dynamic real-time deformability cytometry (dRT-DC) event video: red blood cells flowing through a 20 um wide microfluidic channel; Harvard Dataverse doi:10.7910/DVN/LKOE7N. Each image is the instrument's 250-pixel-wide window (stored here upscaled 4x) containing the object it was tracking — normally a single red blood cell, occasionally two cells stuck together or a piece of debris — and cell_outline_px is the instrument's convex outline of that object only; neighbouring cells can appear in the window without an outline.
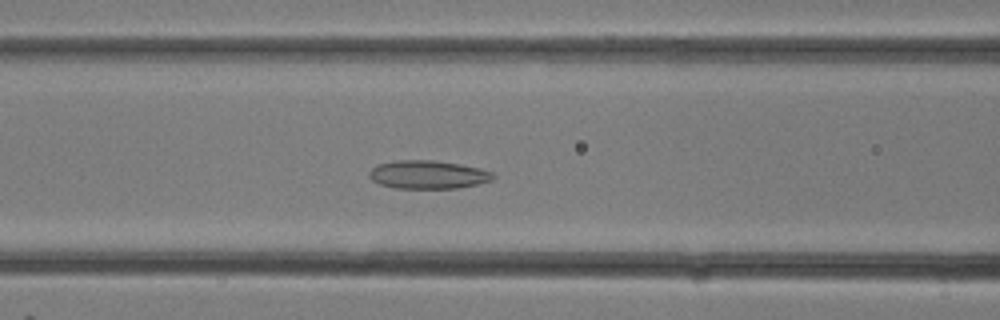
{"species": "common noctule bat (a hibernating species)", "species_latin": "Nyctalus noctula", "temperature_condition": "room temperature", "stored_images_in_passage": 32, "camera_frame_rate_fps": 3000, "um_per_image_px": 0.085, "animal": {"sex": "female"}, "frame": {"image": 1, "passage_image": 13, "time_ms": 4.0, "image_size_px": [1000, 320], "cell_outline_px": [[496, 176], [492, 180], [460, 188], [396, 188], [380, 184], [372, 180], [368, 176], [368, 172], [376, 164], [396, 160], [436, 160], [460, 164], [480, 168], [492, 172]], "centroid_in_image_um": [36.36, 14.83], "position_along_channel_um": 130.2, "area_um2": 20.58}}
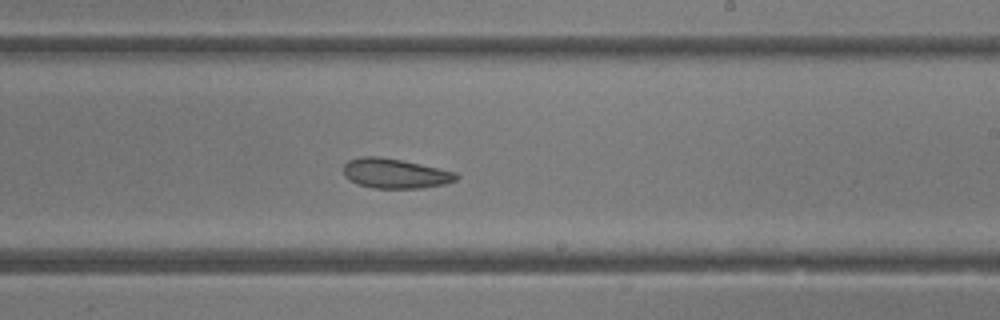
{"frame": {"image": 2, "passage_image": 19, "time_ms": 6.0, "image_size_px": [1000, 320], "cell_outline_px": [[460, 176], [456, 180], [444, 184], [424, 188], [372, 188], [356, 184], [344, 176], [344, 164], [348, 160], [360, 156], [376, 156], [400, 160], [420, 164], [456, 172]], "centroid_in_image_um": [33.57, 14.75], "position_along_channel_um": 255.4, "area_um2": 19.59}}
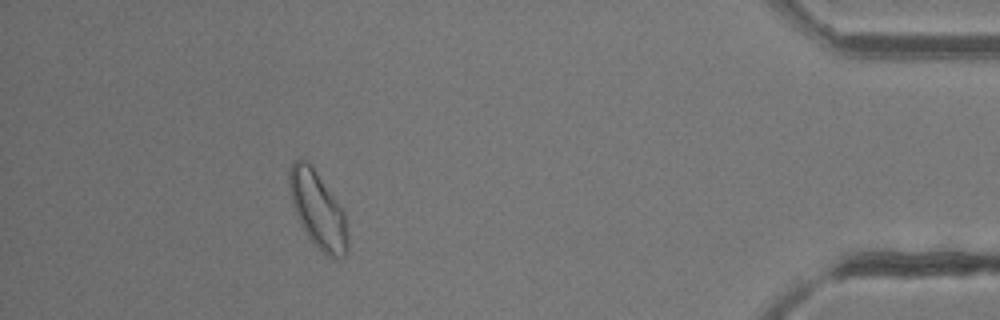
{"frame": {"image": 3, "passage_image": 29, "time_ms": 9.333, "image_size_px": [1000, 320], "cell_outline_px": [[348, 248], [344, 256], [336, 260], [328, 256], [316, 248], [300, 224], [296, 216], [288, 184], [288, 172], [292, 164], [296, 160], [304, 160], [312, 168], [344, 212], [348, 236]], "centroid_in_image_um": [27.01, 17.93], "position_along_channel_um": 408.2, "area_um2": 25.49}}